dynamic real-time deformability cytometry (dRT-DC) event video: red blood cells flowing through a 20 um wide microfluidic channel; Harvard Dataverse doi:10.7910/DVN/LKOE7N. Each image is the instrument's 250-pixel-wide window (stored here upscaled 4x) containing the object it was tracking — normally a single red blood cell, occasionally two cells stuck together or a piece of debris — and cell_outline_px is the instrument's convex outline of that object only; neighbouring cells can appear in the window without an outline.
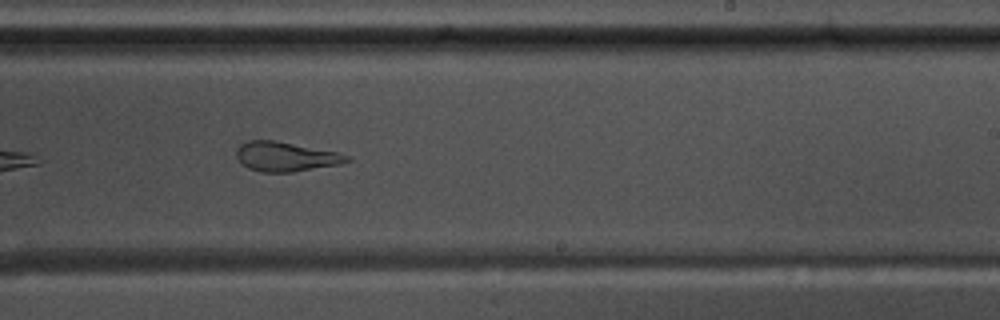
{"species": "common noctule bat (a hibernating species)", "species_latin": "Nyctalus noctula", "temperature_condition": "warm", "stored_images_in_passage": 34, "camera_frame_rate_fps": 3000, "um_per_image_px": 0.085, "animal": {"sex": "male", "body_mass_g": 17.5, "forearm_length_mm": 52.3}, "frame": {"image": 1, "passage_image": 20, "time_ms": 6.333, "image_size_px": [1000, 320], "cell_outline_px": [[352, 160], [340, 164], [292, 172], [260, 172], [248, 168], [236, 156], [236, 148], [240, 144], [248, 140], [272, 140], [340, 152], [352, 156]], "centroid_in_image_um": [24.32, 13.31], "position_along_channel_um": 264.7, "area_um2": 19.07}, "authors_computed_cell_mechanics": {"area_um2": 19.2474, "velocity_mm_per_s": 3.6486, "shape_relaxation_time_tau1_ms": null, "shape_relaxation_time_tau2_ms": 1.826, "deformation_change_tau1": null, "deformation_change_tau2": 0.0963}}